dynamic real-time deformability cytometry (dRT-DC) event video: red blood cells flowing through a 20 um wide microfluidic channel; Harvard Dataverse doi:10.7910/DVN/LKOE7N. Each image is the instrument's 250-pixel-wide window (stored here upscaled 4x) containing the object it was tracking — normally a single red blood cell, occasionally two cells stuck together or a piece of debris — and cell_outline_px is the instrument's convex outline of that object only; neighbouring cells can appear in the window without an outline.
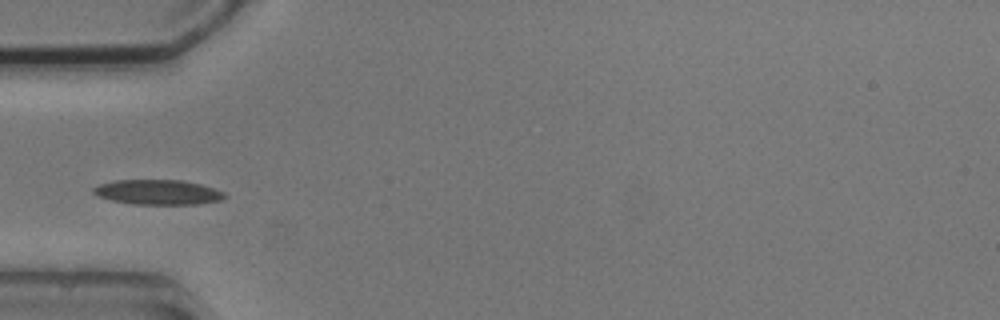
{"species": "common noctule bat (a hibernating species)", "species_latin": "Nyctalus noctula", "temperature_condition": "cold", "stored_images_in_passage": 4, "camera_frame_rate_fps": 3000, "um_per_image_px": 0.085, "animal": {"sex": "male", "body_mass_g": 20.5, "forearm_length_mm": 52.5}, "frame": {"image": 1, "passage_image": 4, "time_ms": 4.333, "image_size_px": [1000, 320], "cell_outline_px": [[228, 196], [220, 200], [196, 204], [132, 204], [112, 200], [100, 196], [92, 192], [92, 188], [100, 184], [116, 180], [184, 180], [200, 184], [224, 192]], "centroid_in_image_um": [13.43, 16.33], "position_along_channel_um": 71.6, "area_um2": 18.9}}